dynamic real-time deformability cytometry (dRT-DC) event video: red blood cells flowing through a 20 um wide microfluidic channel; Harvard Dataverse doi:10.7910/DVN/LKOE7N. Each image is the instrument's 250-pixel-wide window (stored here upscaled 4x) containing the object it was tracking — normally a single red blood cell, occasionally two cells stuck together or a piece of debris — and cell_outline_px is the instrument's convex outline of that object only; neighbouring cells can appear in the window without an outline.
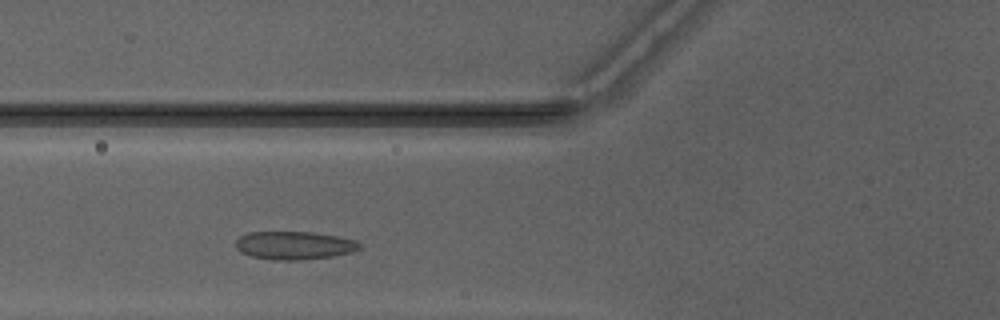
{"species": "Egyptian fruit bat (a non-hibernating species)", "species_latin": "Rousettus aegyptiacus", "temperature_condition": "warm", "stored_images_in_passage": 27, "camera_frame_rate_fps": 3000, "um_per_image_px": 0.085, "animal": {"sex": "male"}, "frame": {"image": 1, "passage_image": 5, "time_ms": 1.333, "image_size_px": [1000, 320], "cell_outline_px": [[360, 248], [352, 252], [332, 256], [300, 260], [272, 260], [252, 256], [240, 252], [236, 248], [236, 240], [240, 236], [248, 232], [312, 232], [336, 236], [356, 240], [360, 244]], "centroid_in_image_um": [24.99, 20.86], "position_along_channel_um": 100.8, "area_um2": 20.29}}
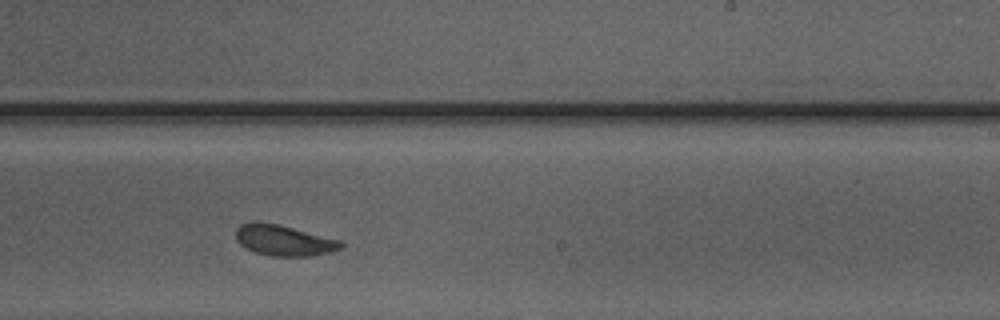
{"frame": {"image": 2, "passage_image": 17, "time_ms": 5.333, "image_size_px": [1000, 320], "cell_outline_px": [[344, 248], [332, 252], [312, 256], [272, 256], [256, 252], [240, 244], [236, 240], [236, 228], [240, 224], [256, 220], [280, 224], [340, 240], [344, 244]], "centroid_in_image_um": [24.14, 20.41], "position_along_channel_um": 264.9, "area_um2": 19.13}}
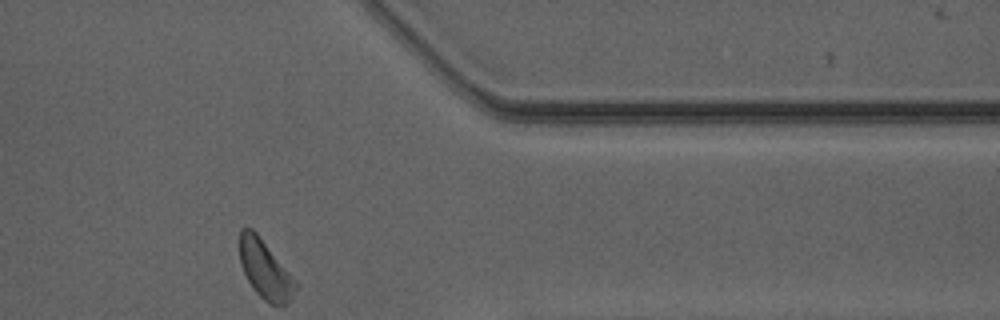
{"frame": {"image": 3, "passage_image": 27, "time_ms": 8.667, "image_size_px": [1000, 320], "cell_outline_px": [[296, 288], [292, 296], [284, 304], [268, 304], [252, 288], [240, 264], [240, 228], [252, 228], [256, 232], [288, 272], [296, 284]], "centroid_in_image_um": [22.48, 22.9], "position_along_channel_um": 388.9, "area_um2": 18.32}, "authors_computed_cell_mechanics": {"area_um2": 19.074, "velocity_mm_per_s": 4.1068, "shape_relaxation_time_tau1_ms": 4.264, "shape_relaxation_time_tau2_ms": 1.4625, "deformation_change_tau1": 0.1029, "deformation_change_tau2": 0.0554}}